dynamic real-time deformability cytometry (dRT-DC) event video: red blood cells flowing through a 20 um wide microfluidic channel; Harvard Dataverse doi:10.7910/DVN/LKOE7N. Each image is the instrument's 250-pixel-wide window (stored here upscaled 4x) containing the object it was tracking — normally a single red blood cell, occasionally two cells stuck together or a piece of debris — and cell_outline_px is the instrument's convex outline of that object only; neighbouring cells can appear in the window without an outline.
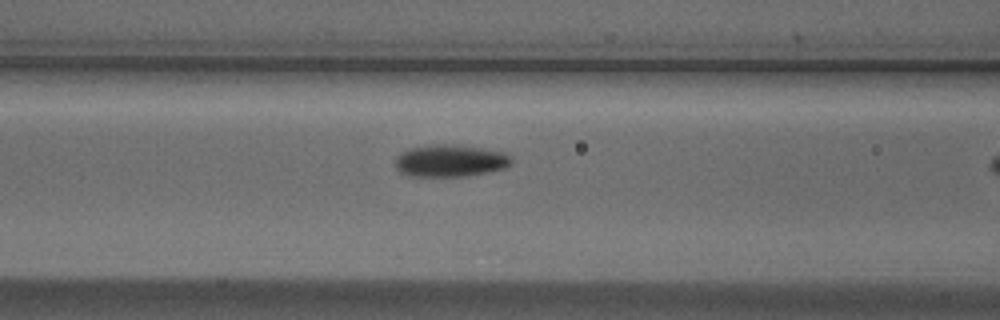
{"species": "Egyptian fruit bat (a non-hibernating species)", "species_latin": "Rousettus aegyptiacus", "temperature_condition": "cold", "stored_images_in_passage": 5, "camera_frame_rate_fps": 3000, "um_per_image_px": 0.085, "animal": {"sex": "male"}, "frame": {"image": 1, "passage_image": 4, "time_ms": 1.0, "image_size_px": [1000, 320], "cell_outline_px": [[512, 164], [504, 168], [488, 172], [468, 176], [408, 176], [400, 172], [396, 168], [396, 156], [400, 152], [412, 148], [432, 144], [452, 144], [508, 152], [512, 160]], "centroid_in_image_um": [38.29, 13.66], "position_along_channel_um": 128.3, "area_um2": 21.91}}